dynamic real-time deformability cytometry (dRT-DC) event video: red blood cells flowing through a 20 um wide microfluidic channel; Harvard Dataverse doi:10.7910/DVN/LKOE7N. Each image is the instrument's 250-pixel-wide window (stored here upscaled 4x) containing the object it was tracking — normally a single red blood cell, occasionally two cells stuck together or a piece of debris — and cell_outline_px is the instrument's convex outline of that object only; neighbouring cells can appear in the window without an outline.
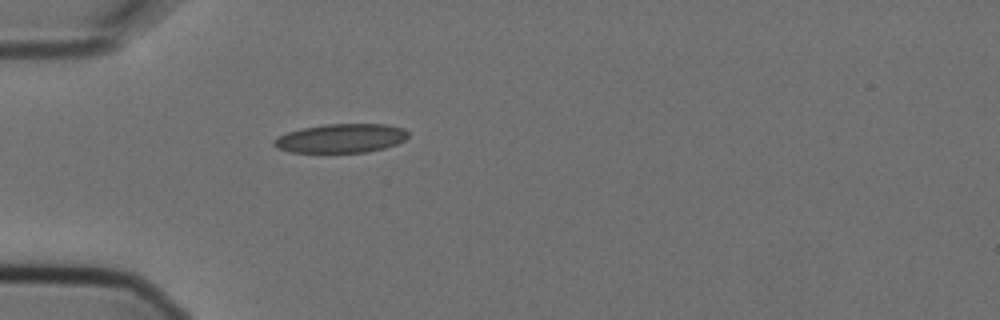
{"species": "Egyptian fruit bat (a non-hibernating species)", "species_latin": "Rousettus aegyptiacus", "temperature_condition": "cold", "stored_images_in_passage": 1, "camera_frame_rate_fps": 3000, "um_per_image_px": 0.085, "animal": {"sex": "female"}, "frame": {"image": 1, "passage_image": 1, "time_ms": 0.0, "image_size_px": [1000, 320], "cell_outline_px": [[408, 136], [404, 140], [396, 144], [384, 148], [368, 152], [292, 152], [280, 148], [272, 144], [272, 140], [288, 132], [300, 128], [324, 124], [388, 124], [404, 128], [408, 132]], "centroid_in_image_um": [29.01, 11.74], "position_along_channel_um": 56.0, "area_um2": 22.6}}